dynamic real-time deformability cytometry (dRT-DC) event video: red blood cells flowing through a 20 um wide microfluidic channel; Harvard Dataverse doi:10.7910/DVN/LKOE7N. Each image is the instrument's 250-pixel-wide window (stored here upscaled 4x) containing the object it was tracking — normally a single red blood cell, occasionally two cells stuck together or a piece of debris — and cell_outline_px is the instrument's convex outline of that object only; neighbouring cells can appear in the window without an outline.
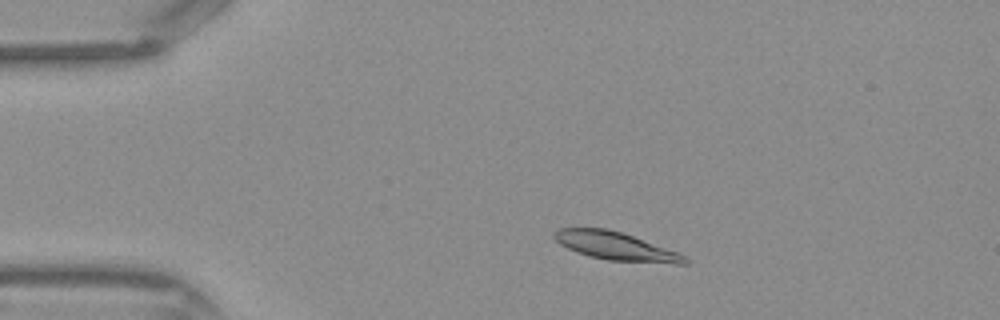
{"species": "Egyptian fruit bat (a non-hibernating species)", "species_latin": "Rousettus aegyptiacus", "temperature_condition": "warm", "stored_images_in_passage": 41, "camera_frame_rate_fps": 3000, "um_per_image_px": 0.085, "frame": {"image": 1, "passage_image": 6, "time_ms": 1.667, "image_size_px": [1000, 320], "cell_outline_px": [[692, 260], [688, 264], [676, 264], [608, 260], [588, 256], [576, 252], [560, 244], [552, 236], [552, 232], [560, 228], [608, 228], [632, 236], [688, 256]], "centroid_in_image_um": [52.36, 20.93], "position_along_channel_um": 32.6, "area_um2": 21.44}}
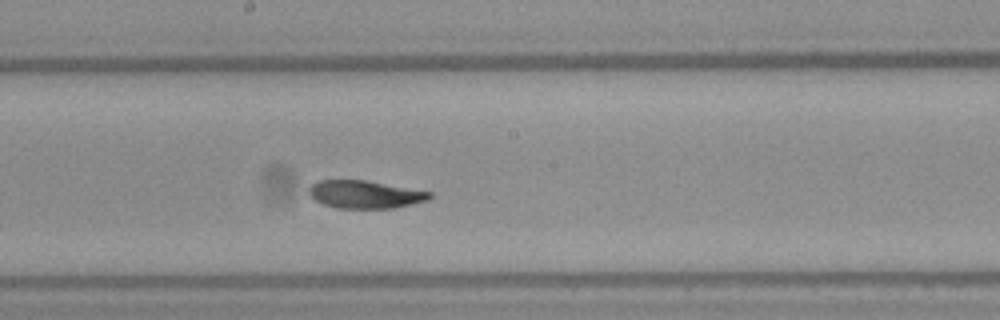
{"frame": {"image": 2, "passage_image": 21, "time_ms": 6.667, "image_size_px": [1000, 320], "cell_outline_px": [[432, 196], [428, 200], [396, 208], [336, 208], [324, 204], [308, 196], [308, 188], [312, 184], [320, 180], [364, 180], [432, 192]], "centroid_in_image_um": [31.01, 16.53], "position_along_channel_um": 217.2, "area_um2": 19.54}}
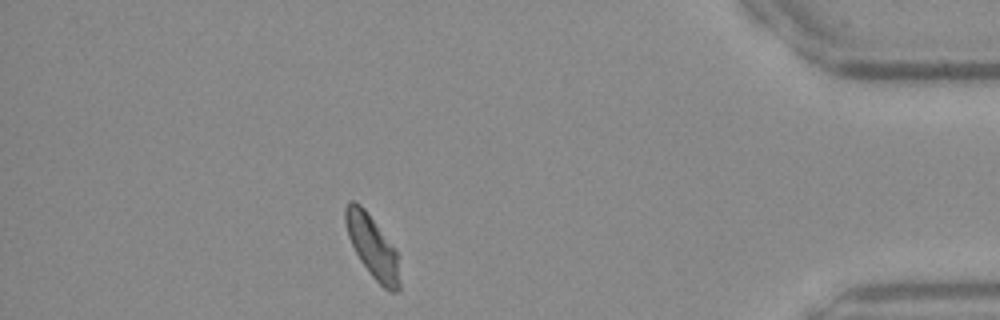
{"frame": {"image": 3, "passage_image": 36, "time_ms": 11.667, "image_size_px": [1000, 320], "cell_outline_px": [[400, 288], [396, 292], [388, 292], [372, 276], [360, 260], [348, 236], [344, 220], [344, 208], [352, 200], [360, 204], [364, 208], [396, 248], [400, 284]], "centroid_in_image_um": [31.66, 20.96], "position_along_channel_um": 403.5, "area_um2": 19.59}}